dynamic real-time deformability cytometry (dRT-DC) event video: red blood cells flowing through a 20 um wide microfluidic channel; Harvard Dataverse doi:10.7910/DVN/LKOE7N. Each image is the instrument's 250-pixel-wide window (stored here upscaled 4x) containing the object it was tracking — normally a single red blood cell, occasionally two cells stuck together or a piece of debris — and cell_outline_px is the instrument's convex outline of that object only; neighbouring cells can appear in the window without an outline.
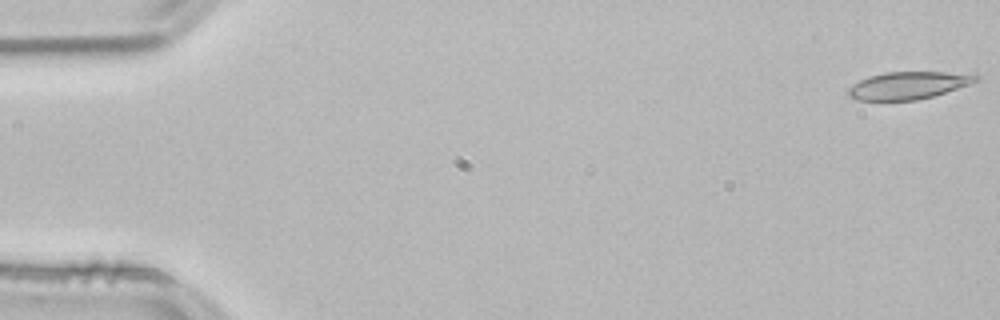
{"species": "common noctule bat (a hibernating species)", "species_latin": "Nyctalus noctula", "temperature_condition": "room temperature", "stored_images_in_passage": 53, "camera_frame_rate_fps": 3000, "um_per_image_px": 0.085, "animal": {"sex": "male", "body_mass_g": 21.5, "forearm_length_mm": 52.0}, "frame": {"image": 1, "passage_image": 1, "time_ms": 0.0, "image_size_px": [1000, 320], "cell_outline_px": [[980, 80], [932, 96], [916, 100], [856, 100], [848, 96], [848, 88], [852, 84], [868, 76], [884, 72], [976, 72], [980, 76]], "centroid_in_image_um": [77.24, 7.23], "position_along_channel_um": 7.8, "area_um2": 20.58}}
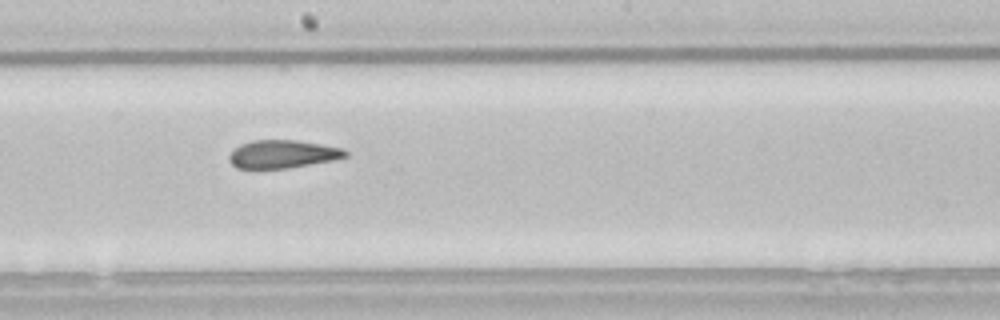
{"frame": {"image": 2, "passage_image": 29, "time_ms": 9.333, "image_size_px": [1000, 320], "cell_outline_px": [[348, 156], [332, 160], [288, 168], [236, 168], [228, 160], [228, 156], [240, 144], [252, 140], [296, 140], [344, 148], [348, 152]], "centroid_in_image_um": [24.02, 13.09], "position_along_channel_um": 224.2, "area_um2": 18.9}}
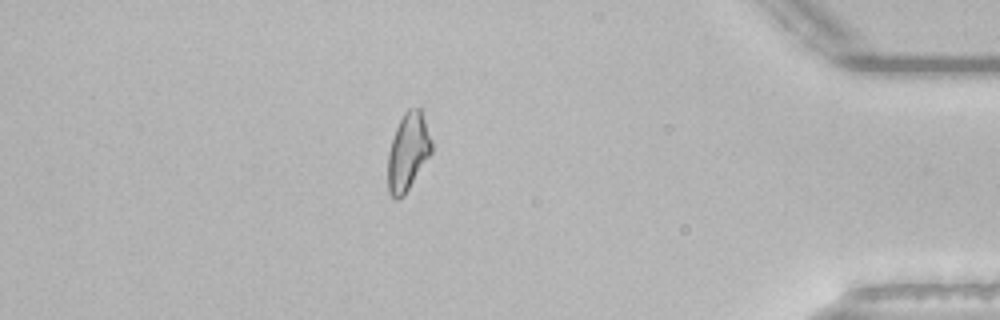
{"frame": {"image": 3, "passage_image": 46, "time_ms": 15.0, "image_size_px": [1000, 320], "cell_outline_px": [[432, 152], [404, 196], [396, 200], [388, 192], [388, 152], [396, 128], [404, 112], [408, 108], [420, 108], [432, 140]], "centroid_in_image_um": [34.68, 12.92], "position_along_channel_um": 400.5, "area_um2": 19.65}, "authors_computed_cell_mechanics": {"area_um2": 20.2878, "velocity_mm_per_s": 3.8413, "shape_relaxation_time_tau1_ms": null, "shape_relaxation_time_tau2_ms": 3.3934, "deformation_change_tau1": null, "deformation_change_tau2": 0.0949}}